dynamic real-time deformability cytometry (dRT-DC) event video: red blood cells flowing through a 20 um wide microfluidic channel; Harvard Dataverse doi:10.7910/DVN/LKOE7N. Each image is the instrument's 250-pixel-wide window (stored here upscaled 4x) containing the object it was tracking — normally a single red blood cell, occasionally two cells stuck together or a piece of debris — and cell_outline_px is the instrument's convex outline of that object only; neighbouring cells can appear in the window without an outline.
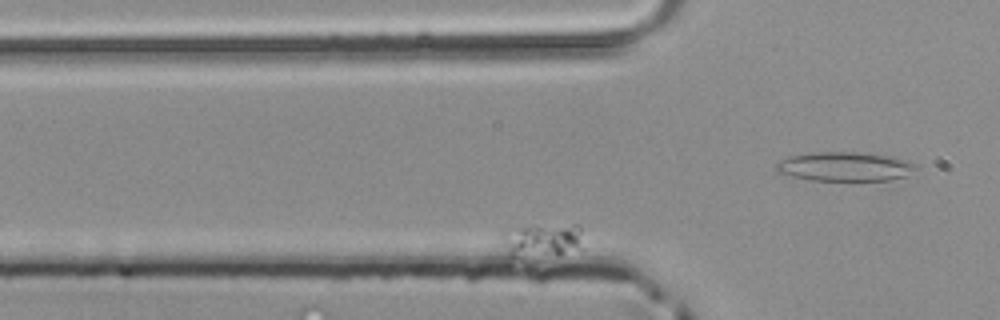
{"species": "common noctule bat (a hibernating species)", "species_latin": "Nyctalus noctula", "temperature_condition": "room temperature", "stored_images_in_passage": 45, "segment_of_instrument_passage": [2, 2], "camera_frame_rate_fps": 3000, "um_per_image_px": 0.085, "animal": {"sex": "male", "body_mass_g": 20.4}, "frame": {"image": 1, "passage_image": 14, "time_ms": 4.333, "image_size_px": [1000, 320], "cell_outline_px": [[580, 248], [560, 252], [508, 260], [504, 236], [504, 232], [520, 228], [572, 224], [580, 224]], "centroid_in_image_um": [46.04, 20.44], "position_along_channel_um": 79.8, "area_um2": 15.03}}
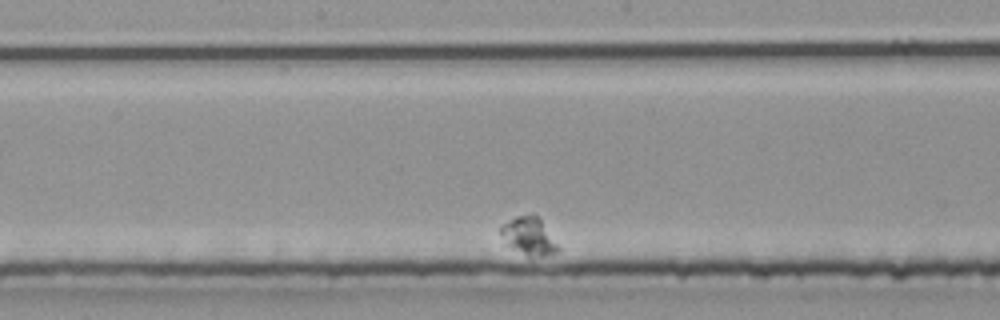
{"frame": {"image": 2, "passage_image": 29, "time_ms": 9.333, "image_size_px": [1000, 320], "cell_outline_px": [[560, 248], [556, 252], [544, 256], [528, 256], [508, 244], [500, 232], [500, 224], [516, 216], [536, 216], [540, 220]], "centroid_in_image_um": [44.94, 20.07], "position_along_channel_um": 203.3, "area_um2": 11.96}}
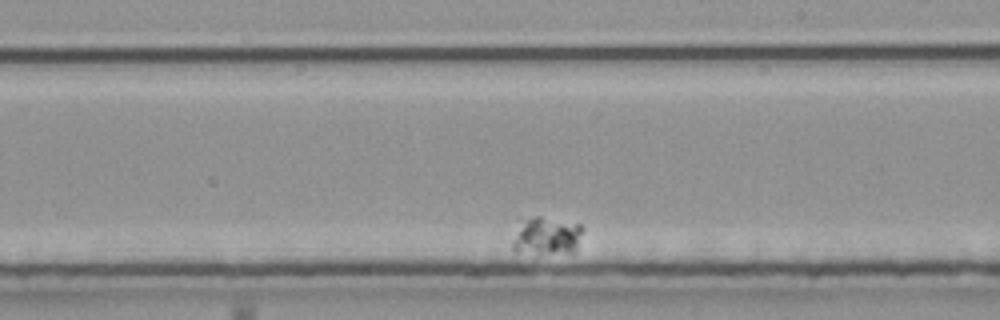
{"frame": {"image": 3, "passage_image": 33, "time_ms": 10.667, "image_size_px": [1000, 320], "cell_outline_px": [[584, 228], [576, 252], [516, 252], [512, 248], [512, 244], [528, 220], [536, 216], [540, 216], [580, 224]], "centroid_in_image_um": [46.61, 20.07], "position_along_channel_um": 242.4, "area_um2": 14.57}}